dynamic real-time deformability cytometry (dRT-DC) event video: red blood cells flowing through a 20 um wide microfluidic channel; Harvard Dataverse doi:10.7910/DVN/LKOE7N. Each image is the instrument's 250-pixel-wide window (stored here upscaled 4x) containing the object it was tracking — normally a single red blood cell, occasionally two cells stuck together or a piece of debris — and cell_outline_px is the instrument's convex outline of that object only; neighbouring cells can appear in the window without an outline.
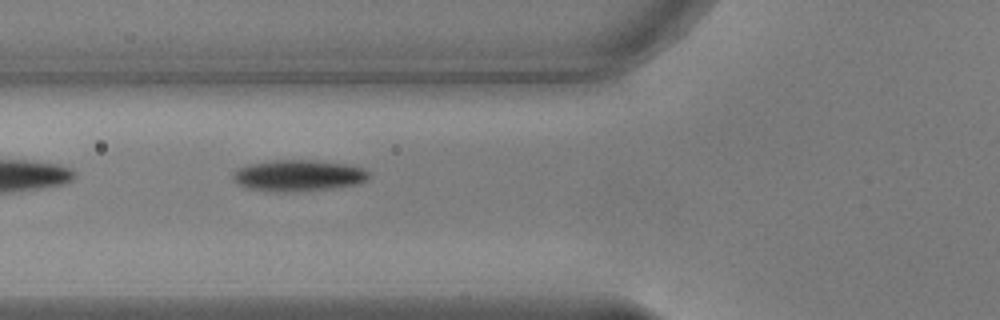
{"species": "common noctule bat (a hibernating species)", "species_latin": "Nyctalus noctula", "temperature_condition": "warm", "stored_images_in_passage": 37, "camera_frame_rate_fps": 3000, "um_per_image_px": 0.085, "animal": {"sex": "male", "body_mass_g": 17.9, "forearm_length_mm": 54.2}, "frame": {"image": 1, "passage_image": 4, "time_ms": 1.0, "image_size_px": [1000, 320], "cell_outline_px": [[368, 180], [356, 184], [336, 188], [292, 192], [280, 192], [248, 188], [236, 184], [232, 180], [232, 176], [240, 168], [248, 164], [276, 160], [312, 160], [344, 164], [364, 168], [368, 172]], "centroid_in_image_um": [25.36, 14.93], "position_along_channel_um": 100.4, "area_um2": 24.74}}
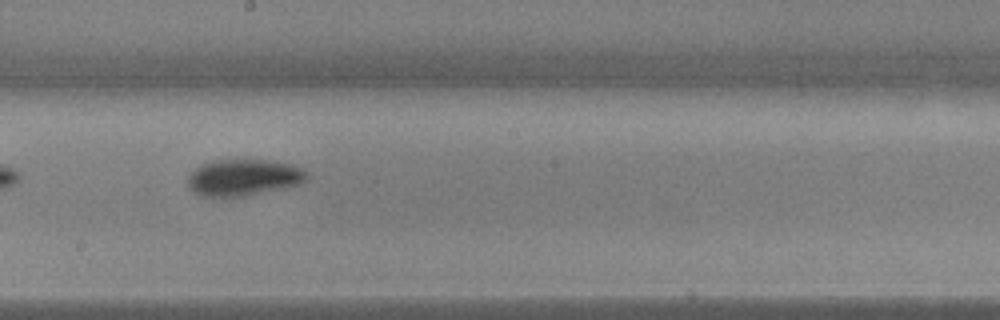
{"frame": {"image": 2, "passage_image": 14, "time_ms": 4.333, "image_size_px": [1000, 320], "cell_outline_px": [[308, 180], [300, 184], [288, 188], [244, 196], [200, 196], [188, 184], [188, 176], [200, 164], [212, 160], [244, 156], [292, 164], [308, 172]], "centroid_in_image_um": [20.75, 15.03], "position_along_channel_um": 227.4, "area_um2": 26.24}}
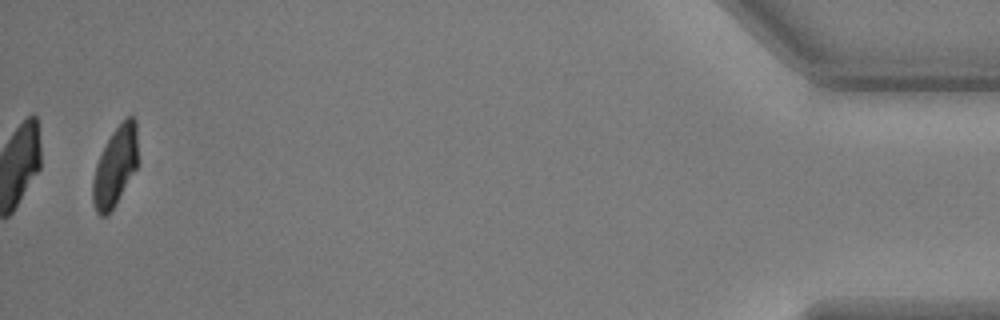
{"frame": {"image": 3, "passage_image": 36, "time_ms": 11.667, "image_size_px": [1000, 320], "cell_outline_px": [[136, 168], [116, 204], [108, 216], [100, 216], [96, 212], [92, 200], [92, 180], [96, 164], [112, 132], [128, 116], [132, 116], [136, 120]], "centroid_in_image_um": [9.76, 14.21], "position_along_channel_um": 425.4, "area_um2": 20.46}}